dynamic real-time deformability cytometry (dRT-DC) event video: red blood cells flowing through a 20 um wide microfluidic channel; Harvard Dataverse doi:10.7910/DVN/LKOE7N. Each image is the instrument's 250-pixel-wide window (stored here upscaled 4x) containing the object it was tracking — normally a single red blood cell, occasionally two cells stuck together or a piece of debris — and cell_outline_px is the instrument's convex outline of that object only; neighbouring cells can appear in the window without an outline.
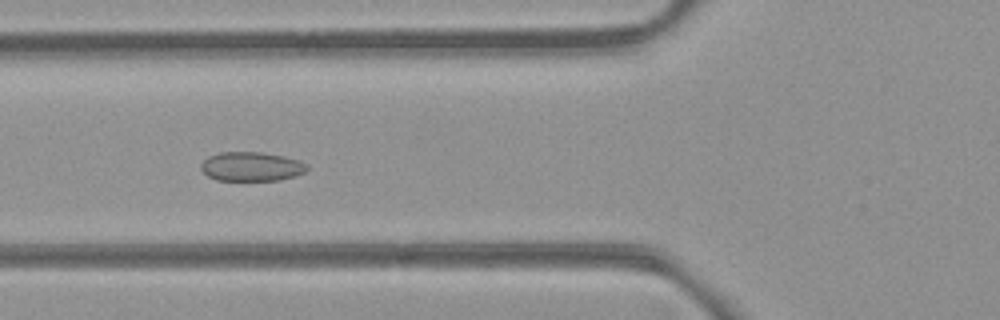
{"species": "common noctule bat (a hibernating species)", "species_latin": "Nyctalus noctula", "temperature_condition": "room temperature", "stored_images_in_passage": 35, "camera_frame_rate_fps": 3000, "um_per_image_px": 0.085, "animal": {"sex": "female", "body_mass_g": 21.9}, "frame": {"image": 1, "passage_image": 13, "time_ms": 4.0, "image_size_px": [1000, 320], "cell_outline_px": [[308, 168], [304, 172], [296, 176], [280, 180], [216, 180], [208, 176], [200, 168], [200, 164], [208, 156], [220, 152], [260, 152], [284, 156], [300, 160], [308, 164]], "centroid_in_image_um": [21.38, 14.15], "position_along_channel_um": 104.4, "area_um2": 18.15}}
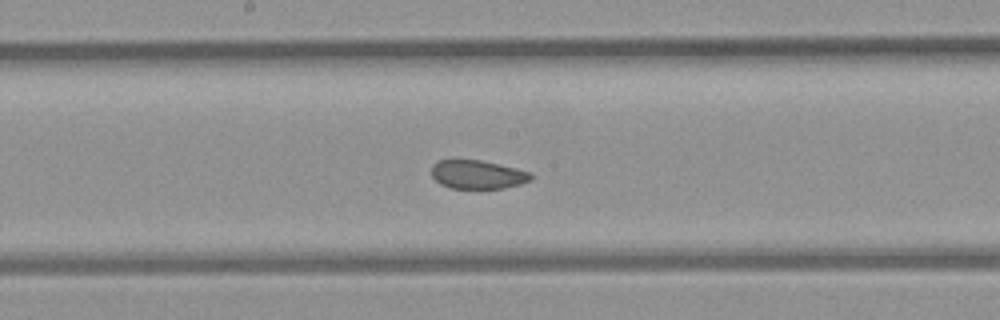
{"frame": {"image": 2, "passage_image": 21, "time_ms": 6.667, "image_size_px": [1000, 320], "cell_outline_px": [[532, 180], [520, 184], [504, 188], [448, 188], [440, 184], [432, 176], [432, 164], [440, 160], [480, 160], [516, 168], [532, 172]], "centroid_in_image_um": [40.6, 14.84], "position_along_channel_um": 207.6, "area_um2": 16.59}}
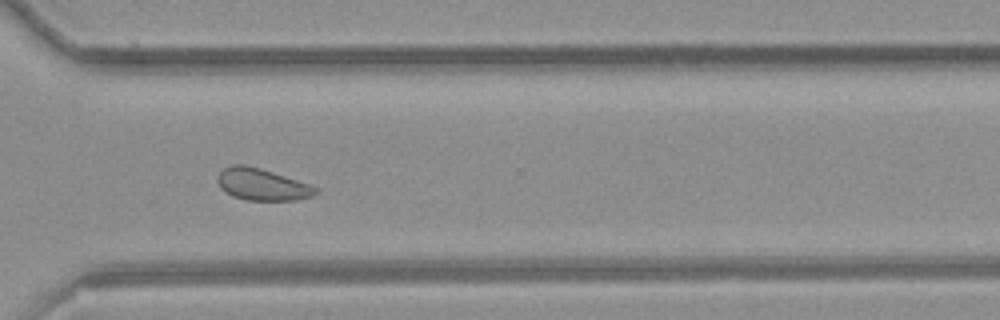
{"frame": {"image": 3, "passage_image": 32, "time_ms": 10.333, "image_size_px": [1000, 320], "cell_outline_px": [[320, 188], [312, 196], [296, 200], [244, 200], [232, 196], [220, 188], [216, 180], [216, 176], [224, 168], [232, 164], [244, 164], [260, 168]], "centroid_in_image_um": [22.22, 15.68], "position_along_channel_um": 348.4, "area_um2": 18.15}, "authors_computed_cell_mechanics": {"area_um2": 18.3226, "velocity_mm_per_s": 3.8502, "shape_relaxation_time_tau1_ms": null, "shape_relaxation_time_tau2_ms": 1.5787, "deformation_change_tau1": null, "deformation_change_tau2": 0.0562}}